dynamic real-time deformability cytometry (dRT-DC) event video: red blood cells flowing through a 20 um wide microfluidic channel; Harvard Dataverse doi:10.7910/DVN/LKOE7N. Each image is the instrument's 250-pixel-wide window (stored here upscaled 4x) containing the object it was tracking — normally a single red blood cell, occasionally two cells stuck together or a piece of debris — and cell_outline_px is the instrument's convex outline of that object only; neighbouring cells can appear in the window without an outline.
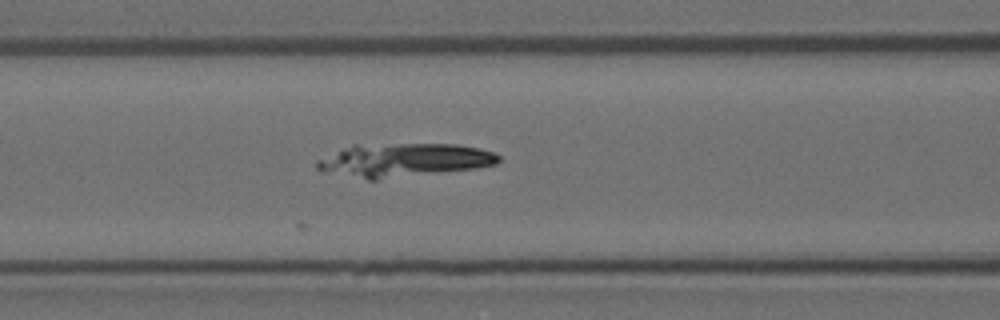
{"species": "Egyptian fruit bat (a non-hibernating species)", "species_latin": "Rousettus aegyptiacus", "temperature_condition": "room temperature", "stored_images_in_passage": 16, "camera_frame_rate_fps": 3000, "um_per_image_px": 0.085, "animal": {"sex": "female"}, "frame": {"image": 1, "passage_image": 6, "time_ms": 1.667, "image_size_px": [1000, 320], "cell_outline_px": [[500, 160], [496, 164], [476, 168], [376, 180], [368, 180], [320, 172], [316, 168], [316, 160], [352, 144], [456, 144], [480, 148], [492, 152], [500, 156]], "centroid_in_image_um": [34.26, 13.62], "position_along_channel_um": 132.3, "area_um2": 35.78}}
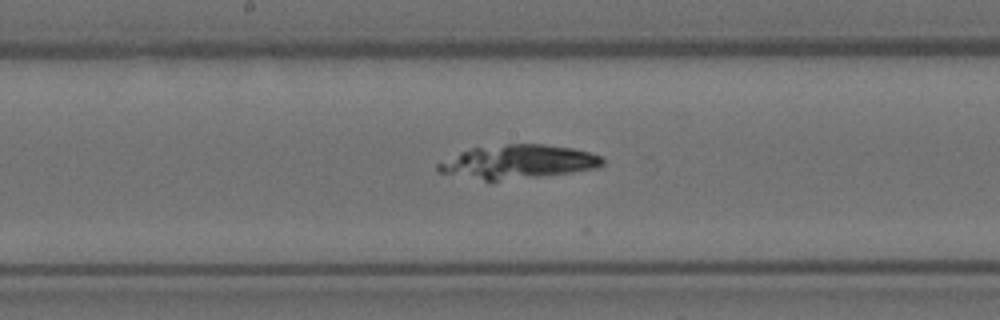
{"frame": {"image": 2, "passage_image": 12, "time_ms": 3.667, "image_size_px": [1000, 320], "cell_outline_px": [[604, 164], [600, 168], [540, 176], [496, 180], [484, 180], [436, 172], [436, 164], [460, 152], [472, 148], [508, 144], [544, 144], [572, 148], [604, 156]], "centroid_in_image_um": [44.05, 13.74], "position_along_channel_um": 204.1, "area_um2": 32.08}}
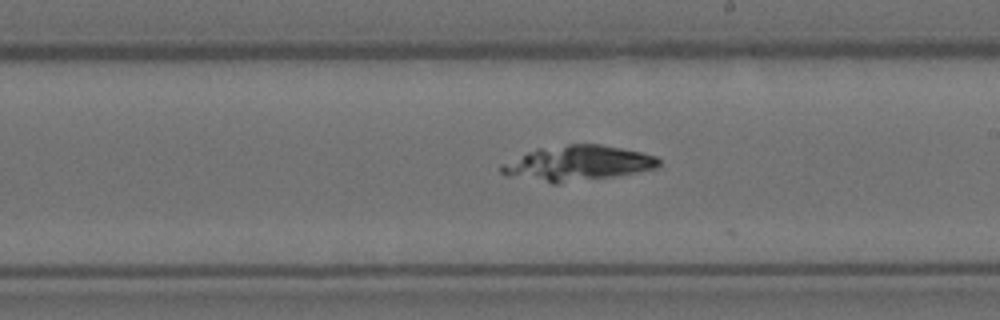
{"frame": {"image": 3, "passage_image": 15, "time_ms": 4.667, "image_size_px": [1000, 320], "cell_outline_px": [[660, 164], [656, 168], [636, 172], [612, 176], [556, 184], [552, 184], [504, 176], [500, 172], [500, 164], [536, 148], [568, 144], [600, 144], [640, 152], [656, 156], [660, 160]], "centroid_in_image_um": [49.01, 13.88], "position_along_channel_um": 240.0, "area_um2": 32.37}}